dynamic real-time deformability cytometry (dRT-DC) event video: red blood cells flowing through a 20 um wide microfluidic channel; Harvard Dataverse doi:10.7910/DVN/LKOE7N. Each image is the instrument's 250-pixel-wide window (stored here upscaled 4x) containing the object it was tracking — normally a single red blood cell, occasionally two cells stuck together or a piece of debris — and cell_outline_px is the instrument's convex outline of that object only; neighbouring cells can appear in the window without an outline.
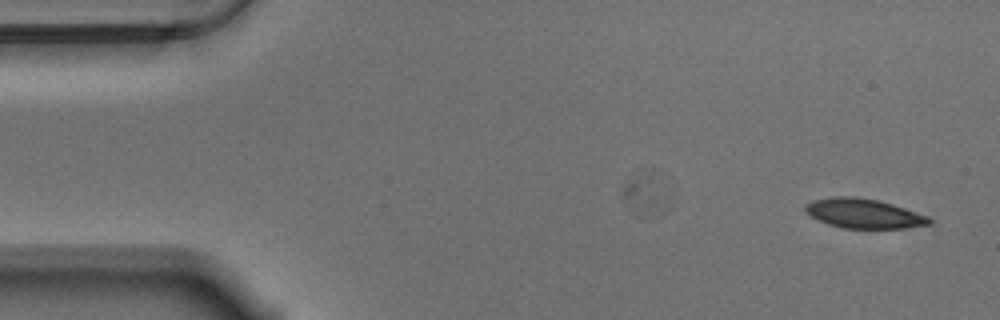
{"species": "Egyptian fruit bat (a non-hibernating species)", "species_latin": "Rousettus aegyptiacus", "temperature_condition": "warm", "stored_images_in_passage": 3, "camera_frame_rate_fps": 3000, "um_per_image_px": 0.085, "animal": {"sex": "male"}, "frame": {"image": 1, "passage_image": 1, "time_ms": 0.0, "image_size_px": [1000, 320], "cell_outline_px": [[932, 224], [904, 228], [840, 228], [828, 224], [804, 212], [804, 204], [812, 200], [836, 196], [856, 196], [880, 200], [928, 216], [932, 220]], "centroid_in_image_um": [73.4, 18.14], "position_along_channel_um": 11.6, "area_um2": 21.44}}